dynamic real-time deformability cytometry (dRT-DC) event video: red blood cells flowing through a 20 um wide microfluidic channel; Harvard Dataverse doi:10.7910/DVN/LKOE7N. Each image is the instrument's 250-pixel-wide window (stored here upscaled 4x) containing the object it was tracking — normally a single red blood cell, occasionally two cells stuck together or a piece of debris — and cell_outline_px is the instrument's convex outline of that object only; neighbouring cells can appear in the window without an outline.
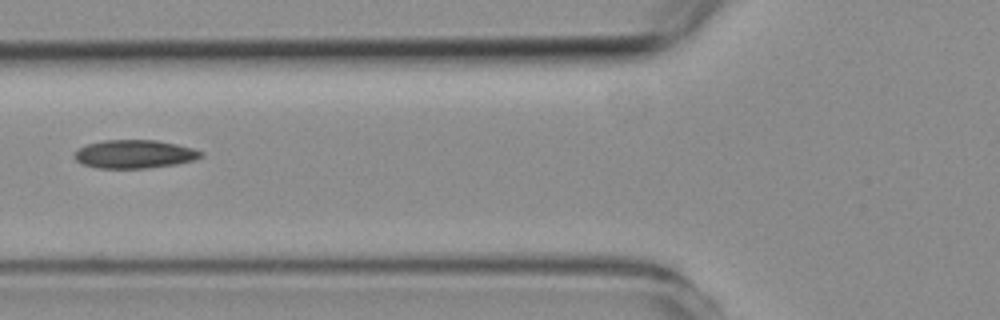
{"species": "common noctule bat (a hibernating species)", "species_latin": "Nyctalus noctula", "temperature_condition": "room temperature", "stored_images_in_passage": 5, "camera_frame_rate_fps": 3000, "um_per_image_px": 0.085, "animal": {"sex": "female", "body_mass_g": 19.3, "forearm_length_mm": 54.1}, "frame": {"image": 1, "passage_image": 4, "time_ms": 3.667, "image_size_px": [1000, 320], "cell_outline_px": [[204, 156], [192, 160], [176, 164], [148, 168], [96, 168], [84, 164], [76, 160], [72, 156], [72, 152], [88, 144], [104, 140], [156, 140], [176, 144], [192, 148], [204, 152]], "centroid_in_image_um": [11.41, 13.1], "position_along_channel_um": 114.4, "area_um2": 20.92}}
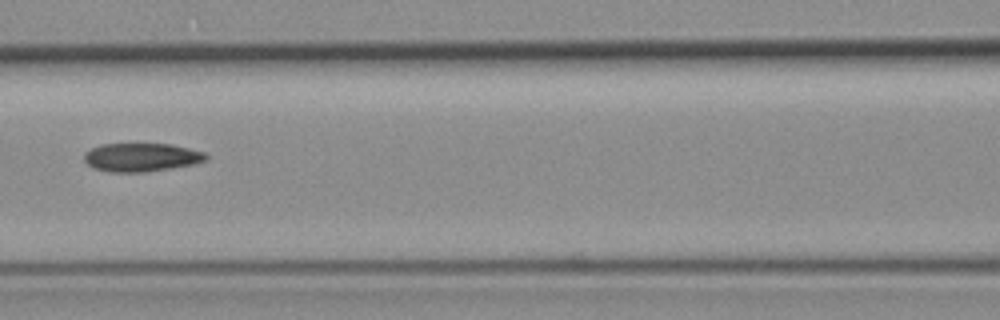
{"frame": {"image": 2, "passage_image": 5, "time_ms": 4.667, "image_size_px": [1000, 320], "cell_outline_px": [[208, 160], [196, 164], [172, 168], [144, 172], [112, 172], [92, 168], [84, 160], [84, 152], [92, 148], [104, 144], [168, 144], [188, 148], [204, 152], [208, 156]], "centroid_in_image_um": [12.03, 13.38], "position_along_channel_um": 154.6, "area_um2": 20.23}}